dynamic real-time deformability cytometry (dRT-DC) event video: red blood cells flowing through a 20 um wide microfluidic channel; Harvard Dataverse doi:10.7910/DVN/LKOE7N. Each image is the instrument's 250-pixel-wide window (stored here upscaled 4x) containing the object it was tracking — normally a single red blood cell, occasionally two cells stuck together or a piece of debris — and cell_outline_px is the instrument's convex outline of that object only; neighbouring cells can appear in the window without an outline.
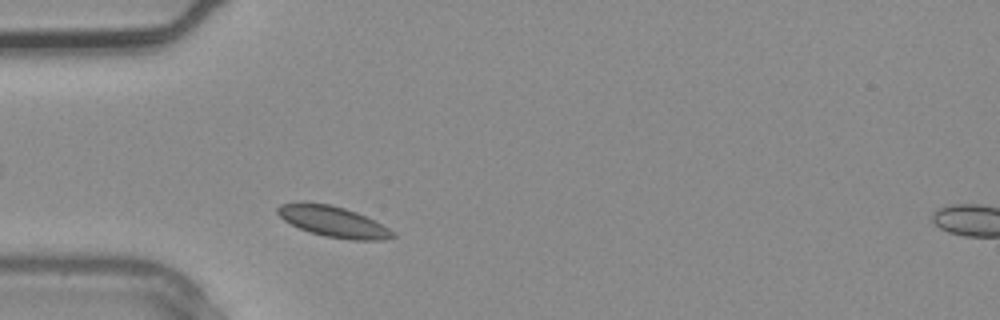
{"species": "common noctule bat (a hibernating species)", "species_latin": "Nyctalus noctula", "temperature_condition": "warm", "stored_images_in_passage": 2, "camera_frame_rate_fps": 3000, "um_per_image_px": 0.085, "animal": {"sex": "male", "body_mass_g": 20.4}, "frame": {"image": 1, "passage_image": 1, "time_ms": 0.0, "image_size_px": [1000, 320], "cell_outline_px": [[396, 236], [384, 240], [352, 240], [324, 236], [300, 228], [284, 220], [276, 212], [276, 208], [280, 204], [332, 204], [356, 212], [396, 232]], "centroid_in_image_um": [28.37, 18.86], "position_along_channel_um": 56.6, "area_um2": 20.06}}